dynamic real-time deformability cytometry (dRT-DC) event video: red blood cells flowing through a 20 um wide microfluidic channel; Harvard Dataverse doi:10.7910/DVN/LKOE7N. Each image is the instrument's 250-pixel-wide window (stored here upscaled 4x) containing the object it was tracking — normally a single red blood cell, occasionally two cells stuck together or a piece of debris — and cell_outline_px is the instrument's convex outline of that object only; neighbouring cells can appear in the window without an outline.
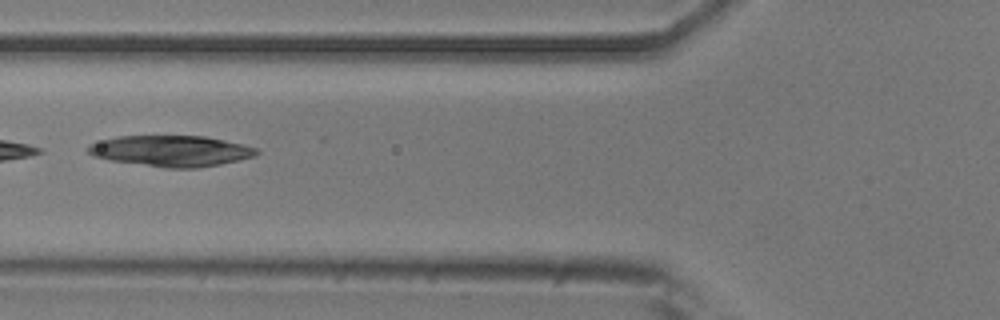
{"species": "common noctule bat (a hibernating species)", "species_latin": "Nyctalus noctula", "temperature_condition": "room temperature", "stored_images_in_passage": 4, "camera_frame_rate_fps": 3000, "um_per_image_px": 0.085, "animal": {"sex": "male", "body_mass_g": 20.5, "forearm_length_mm": 52.5}, "frame": {"image": 1, "passage_image": 3, "time_ms": 0.667, "image_size_px": [1000, 320], "cell_outline_px": [[260, 152], [252, 156], [220, 164], [196, 168], [164, 168], [108, 160], [92, 156], [88, 152], [88, 144], [116, 136], [204, 136], [224, 140], [256, 148]], "centroid_in_image_um": [14.47, 12.83], "position_along_channel_um": 111.3, "area_um2": 30.23}}
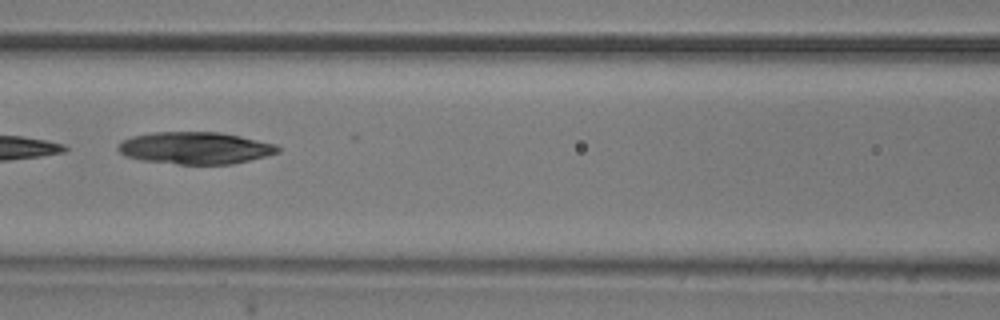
{"frame": {"image": 2, "passage_image": 4, "time_ms": 1.0, "image_size_px": [1000, 320], "cell_outline_px": [[280, 152], [232, 164], [180, 164], [140, 160], [124, 156], [116, 148], [124, 140], [132, 136], [152, 132], [220, 132], [240, 136], [276, 144], [280, 148]], "centroid_in_image_um": [16.58, 12.58], "position_along_channel_um": 150.0, "area_um2": 29.77}}